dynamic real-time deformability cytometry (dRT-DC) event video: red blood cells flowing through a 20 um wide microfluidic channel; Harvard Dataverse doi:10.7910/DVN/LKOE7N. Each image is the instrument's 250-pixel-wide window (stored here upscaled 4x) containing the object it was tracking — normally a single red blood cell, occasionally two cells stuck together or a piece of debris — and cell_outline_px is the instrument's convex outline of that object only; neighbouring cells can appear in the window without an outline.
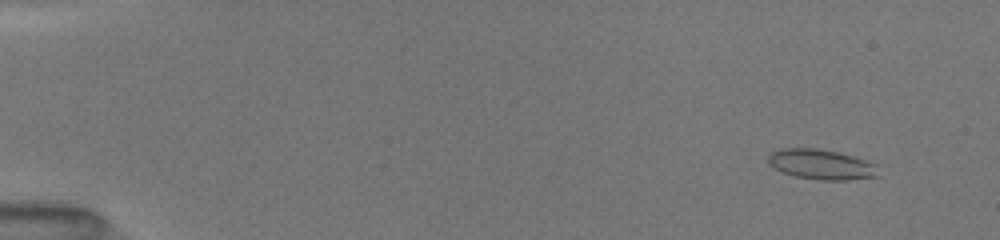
{"species": "common noctule bat (a hibernating species)", "species_latin": "Nyctalus noctula", "temperature_condition": "room temperature", "stored_images_in_passage": 51, "camera_frame_rate_fps": 3000, "um_per_image_px": 0.085, "animal": {"sex": "female", "body_mass_g": 19.5, "forearm_length_mm": 54.1}, "frame": {"image": 1, "passage_image": 4, "time_ms": 1.0, "image_size_px": [1000, 240], "cell_outline_px": [[880, 176], [844, 180], [820, 180], [796, 176], [772, 168], [768, 164], [768, 156], [772, 152], [780, 148], [816, 148], [836, 152], [852, 156], [876, 164]], "centroid_in_image_um": [69.79, 13.98], "position_along_channel_um": 15.2, "area_um2": 19.25}}
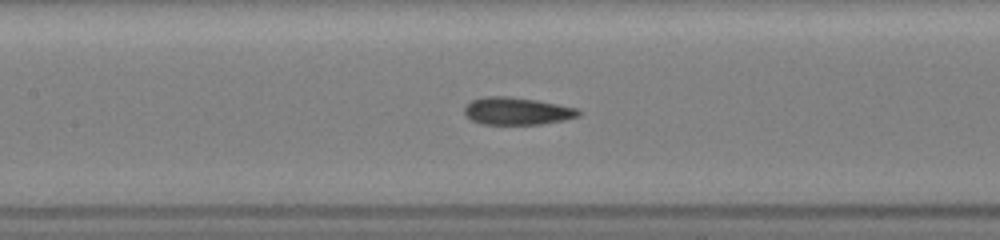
{"frame": {"image": 2, "passage_image": 25, "time_ms": 8.0, "image_size_px": [1000, 240], "cell_outline_px": [[580, 116], [564, 120], [540, 124], [480, 124], [472, 120], [464, 112], [464, 108], [472, 100], [484, 96], [508, 96], [536, 100], [576, 108], [580, 112]], "centroid_in_image_um": [43.93, 9.44], "position_along_channel_um": 163.5, "area_um2": 18.09}}
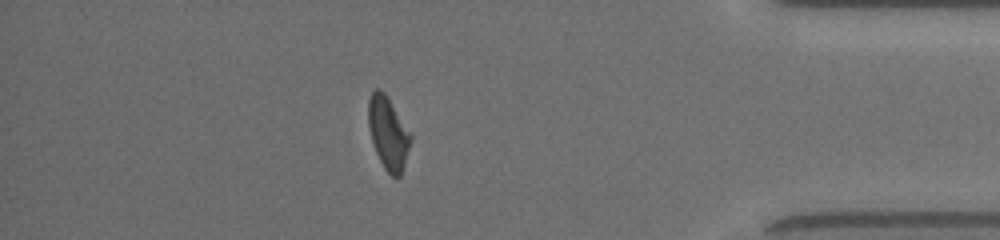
{"frame": {"image": 3, "passage_image": 45, "time_ms": 14.667, "image_size_px": [1000, 240], "cell_outline_px": [[412, 140], [400, 176], [396, 180], [384, 168], [376, 152], [372, 140], [368, 124], [368, 100], [372, 92], [376, 88], [380, 88], [384, 92], [412, 132]], "centroid_in_image_um": [33.01, 11.3], "position_along_channel_um": 402.2, "area_um2": 18.03}, "authors_computed_cell_mechanics": {"area_um2": 18.207, "velocity_mm_per_s": 4.0646, "shape_relaxation_time_tau1_ms": 3.7455, "shape_relaxation_time_tau2_ms": 1.0167, "deformation_change_tau1": 0.1426, "deformation_change_tau2": 0.0581}}